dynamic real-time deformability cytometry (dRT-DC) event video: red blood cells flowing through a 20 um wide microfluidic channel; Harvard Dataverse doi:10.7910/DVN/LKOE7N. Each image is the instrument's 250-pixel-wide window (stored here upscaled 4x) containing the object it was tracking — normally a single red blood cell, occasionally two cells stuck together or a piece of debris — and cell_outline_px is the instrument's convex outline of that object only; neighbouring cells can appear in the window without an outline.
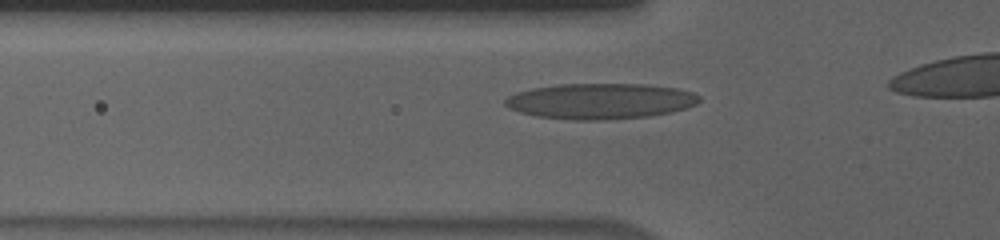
{"species": "human", "species_latin": "Homo sapiens", "temperature_condition": "cold", "stored_images_in_passage": 40, "camera_frame_rate_fps": 3000, "um_per_image_px": 0.085, "donor": {"sex": "male"}, "frame": {"image": 1, "passage_image": 13, "time_ms": 4.0, "image_size_px": [1000, 240], "cell_outline_px": [[700, 100], [696, 104], [672, 112], [648, 116], [604, 120], [572, 120], [536, 116], [520, 112], [508, 108], [504, 104], [504, 100], [508, 96], [516, 92], [532, 88], [560, 84], [644, 84], [676, 88], [692, 92], [700, 96]], "centroid_in_image_um": [51.0, 8.6], "position_along_channel_um": 74.8, "area_um2": 40.4}}
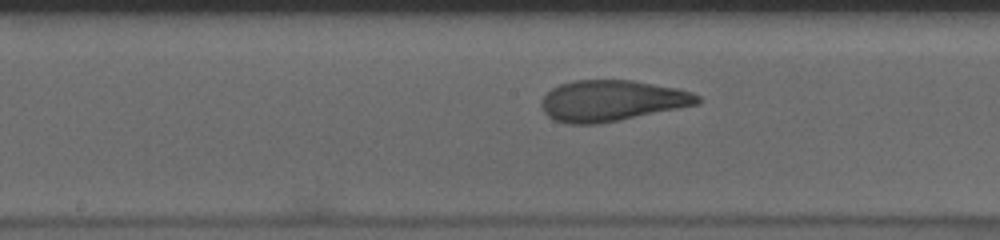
{"frame": {"image": 2, "passage_image": 23, "time_ms": 7.333, "image_size_px": [1000, 240], "cell_outline_px": [[700, 100], [696, 104], [620, 120], [600, 124], [568, 124], [552, 120], [544, 112], [540, 104], [540, 100], [552, 88], [560, 84], [572, 80], [632, 80], [676, 88], [692, 92], [700, 96]], "centroid_in_image_um": [51.93, 8.56], "position_along_channel_um": 196.3, "area_um2": 37.22}}
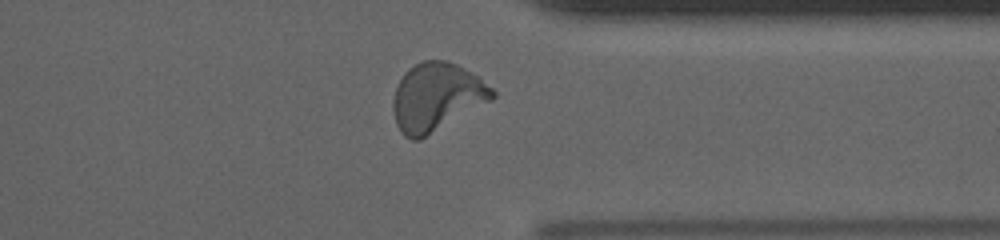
{"frame": {"image": 3, "passage_image": 38, "time_ms": 12.333, "image_size_px": [1000, 240], "cell_outline_px": [[496, 96], [492, 100], [420, 140], [412, 140], [404, 136], [400, 132], [396, 124], [392, 108], [392, 104], [396, 88], [404, 72], [408, 68], [424, 60], [448, 60], [480, 76], [496, 92]], "centroid_in_image_um": [37.12, 8.25], "position_along_channel_um": 374.3, "area_um2": 39.59}}